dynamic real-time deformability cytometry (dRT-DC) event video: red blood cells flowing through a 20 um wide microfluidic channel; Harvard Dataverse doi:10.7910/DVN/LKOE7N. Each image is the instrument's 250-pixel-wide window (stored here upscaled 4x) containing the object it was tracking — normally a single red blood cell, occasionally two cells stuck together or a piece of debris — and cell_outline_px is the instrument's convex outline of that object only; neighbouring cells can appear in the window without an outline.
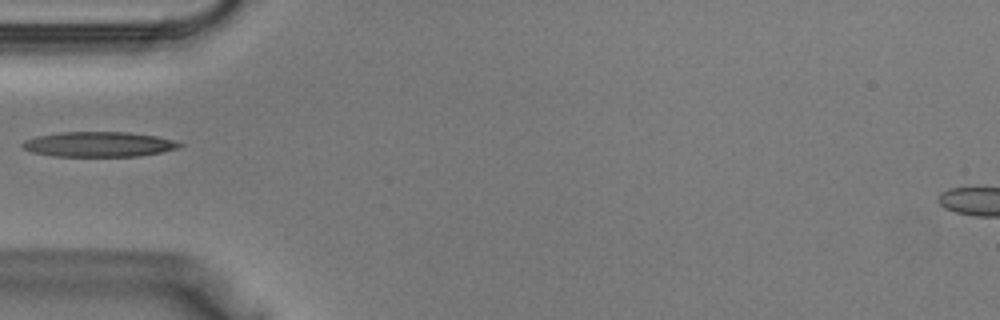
{"species": "Egyptian fruit bat (a non-hibernating species)", "species_latin": "Rousettus aegyptiacus", "temperature_condition": "warm", "stored_images_in_passage": 3, "camera_frame_rate_fps": 3000, "um_per_image_px": 0.085, "animal": {"sex": "male"}, "frame": {"image": 1, "passage_image": 1, "time_ms": 0.0, "image_size_px": [1000, 320], "cell_outline_px": [[184, 144], [176, 148], [160, 152], [140, 156], [52, 156], [32, 152], [24, 148], [20, 144], [24, 140], [40, 136], [60, 132], [128, 132], [156, 136], [176, 140]], "centroid_in_image_um": [8.41, 12.26], "position_along_channel_um": 76.6, "area_um2": 22.83}}